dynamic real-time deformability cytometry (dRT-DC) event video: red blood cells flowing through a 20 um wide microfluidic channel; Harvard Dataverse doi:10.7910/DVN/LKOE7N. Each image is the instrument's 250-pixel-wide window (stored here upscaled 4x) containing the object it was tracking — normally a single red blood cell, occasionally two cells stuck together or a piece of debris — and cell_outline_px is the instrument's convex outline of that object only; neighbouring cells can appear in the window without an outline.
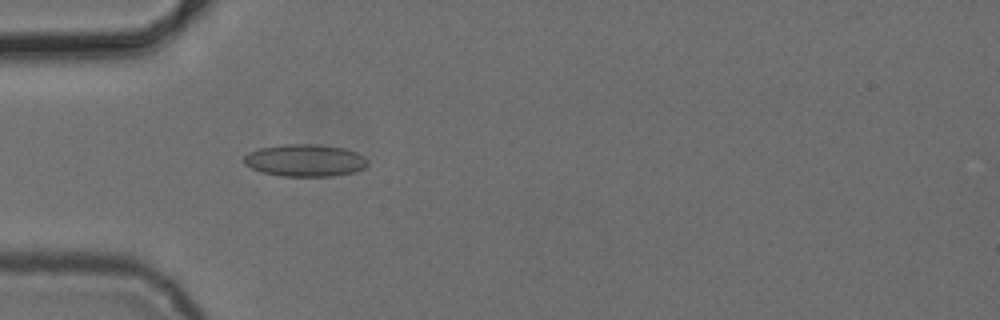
{"species": "common noctule bat (a hibernating species)", "species_latin": "Nyctalus noctula", "temperature_condition": "cold", "stored_images_in_passage": 2, "camera_frame_rate_fps": 3000, "um_per_image_px": 0.085, "animal": {"sex": "female", "body_mass_g": 24.6, "forearm_length_mm": 56.2}, "frame": {"image": 1, "passage_image": 2, "time_ms": 1.0, "image_size_px": [1000, 320], "cell_outline_px": [[368, 164], [364, 168], [352, 172], [332, 176], [280, 176], [260, 172], [244, 164], [244, 156], [248, 152], [260, 148], [284, 144], [320, 144], [344, 148], [356, 152], [364, 156], [368, 160]], "centroid_in_image_um": [25.92, 13.63], "position_along_channel_um": 59.1, "area_um2": 23.35}}